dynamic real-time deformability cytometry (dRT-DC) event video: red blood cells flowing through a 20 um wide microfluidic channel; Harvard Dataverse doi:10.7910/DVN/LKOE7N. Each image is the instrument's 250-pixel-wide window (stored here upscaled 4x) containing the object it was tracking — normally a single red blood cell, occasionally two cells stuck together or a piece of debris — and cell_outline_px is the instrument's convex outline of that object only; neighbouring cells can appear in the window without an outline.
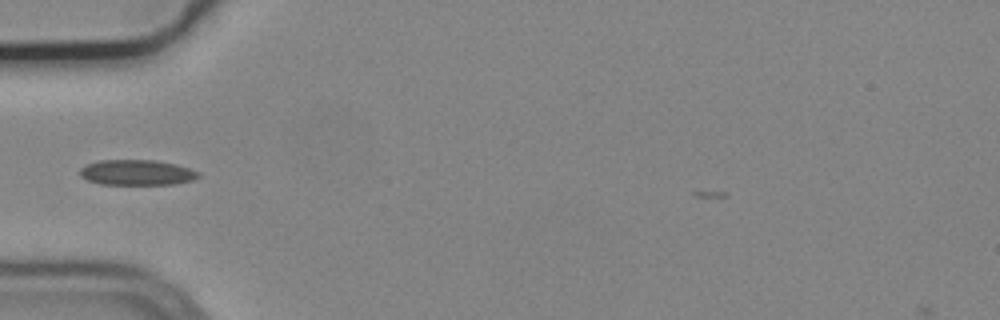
{"species": "common noctule bat (a hibernating species)", "species_latin": "Nyctalus noctula", "temperature_condition": "cold", "stored_images_in_passage": 34, "camera_frame_rate_fps": 3000, "um_per_image_px": 0.085, "animal": {"sex": "male", "body_mass_g": 19.2, "forearm_length_mm": 51.8}, "frame": {"image": 1, "passage_image": 1, "time_ms": 0.0, "image_size_px": [1000, 320], "cell_outline_px": [[200, 176], [192, 180], [172, 184], [100, 184], [88, 180], [80, 176], [80, 168], [88, 164], [100, 160], [152, 160], [176, 164], [200, 172]], "centroid_in_image_um": [11.63, 14.66], "position_along_channel_um": 73.4, "area_um2": 17.4}}
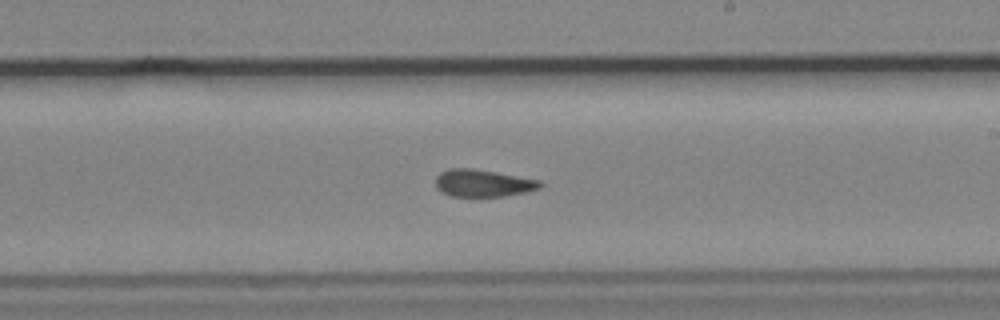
{"frame": {"image": 2, "passage_image": 15, "time_ms": 4.667, "image_size_px": [1000, 320], "cell_outline_px": [[544, 184], [540, 188], [524, 192], [504, 196], [452, 196], [436, 188], [436, 176], [440, 172], [448, 168], [472, 168], [496, 172], [540, 180]], "centroid_in_image_um": [41.05, 15.55], "position_along_channel_um": 247.9, "area_um2": 16.53}}
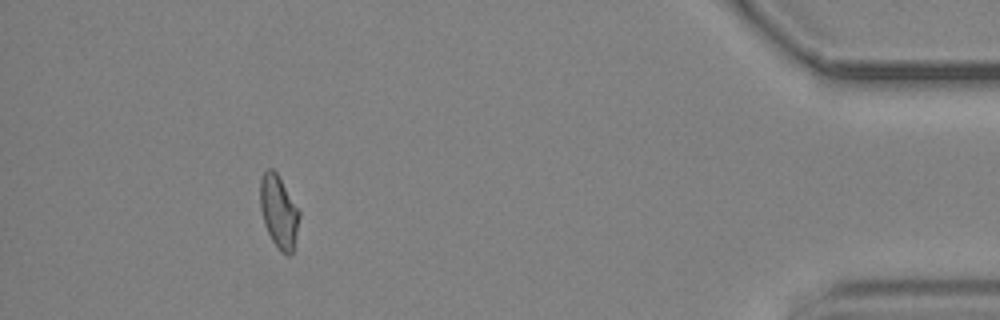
{"frame": {"image": 3, "passage_image": 33, "time_ms": 10.667, "image_size_px": [1000, 320], "cell_outline_px": [[300, 216], [292, 256], [288, 256], [280, 252], [272, 240], [264, 224], [260, 208], [260, 180], [264, 172], [268, 168], [272, 168], [276, 172], [300, 208]], "centroid_in_image_um": [23.71, 18.0], "position_along_channel_um": 411.5, "area_um2": 16.88}}